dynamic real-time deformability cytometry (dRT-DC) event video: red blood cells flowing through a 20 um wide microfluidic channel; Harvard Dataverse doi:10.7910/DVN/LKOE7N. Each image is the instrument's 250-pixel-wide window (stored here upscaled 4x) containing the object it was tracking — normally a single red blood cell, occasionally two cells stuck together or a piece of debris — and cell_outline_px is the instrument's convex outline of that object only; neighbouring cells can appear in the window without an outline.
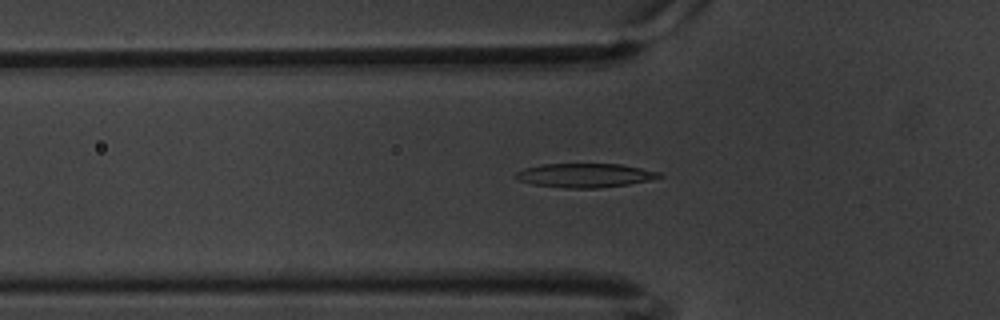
{"species": "common noctule bat (a hibernating species)", "species_latin": "Nyctalus noctula", "temperature_condition": "warm", "stored_images_in_passage": 45, "camera_frame_rate_fps": 3000, "um_per_image_px": 0.085, "animal": {"sex": "male", "body_mass_g": 20.1, "forearm_length_mm": 53.5}, "frame": {"image": 1, "passage_image": 4, "time_ms": 1.0, "image_size_px": [1000, 320], "cell_outline_px": [[664, 176], [648, 180], [628, 184], [600, 188], [564, 188], [532, 184], [520, 180], [512, 176], [516, 172], [524, 168], [544, 164], [620, 164], [660, 172]], "centroid_in_image_um": [49.69, 14.91], "position_along_channel_um": 76.1, "area_um2": 20.0}}
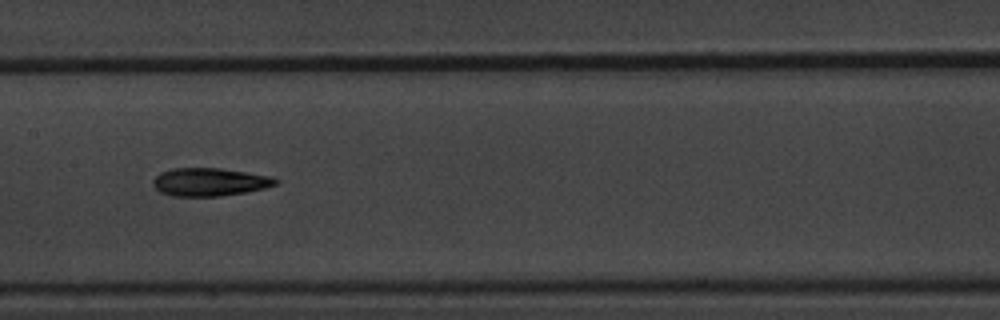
{"frame": {"image": 2, "passage_image": 14, "time_ms": 4.333, "image_size_px": [1000, 320], "cell_outline_px": [[280, 180], [276, 184], [264, 188], [244, 192], [220, 196], [172, 196], [160, 192], [152, 184], [152, 180], [160, 172], [172, 168], [220, 168], [272, 176]], "centroid_in_image_um": [17.8, 15.46], "position_along_channel_um": 189.6, "area_um2": 20.06}}
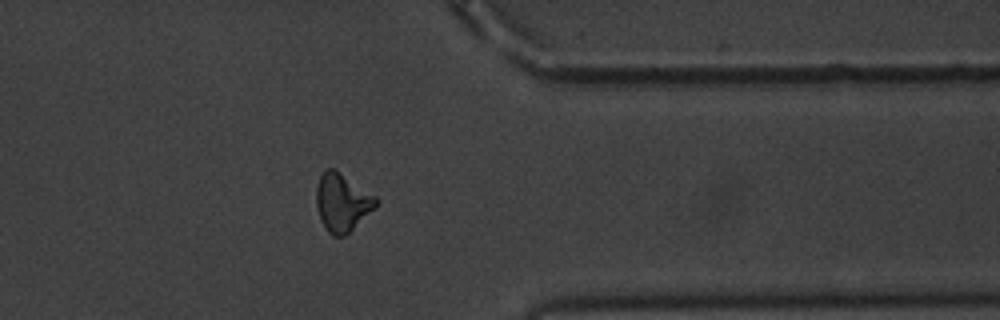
{"frame": {"image": 3, "passage_image": 32, "time_ms": 10.333, "image_size_px": [1000, 320], "cell_outline_px": [[380, 200], [376, 208], [344, 236], [332, 236], [324, 228], [320, 220], [316, 208], [316, 184], [320, 176], [328, 168], [332, 168], [376, 196]], "centroid_in_image_um": [29.08, 17.23], "position_along_channel_um": 382.3, "area_um2": 20.17}, "authors_computed_cell_mechanics": {"area_um2": 19.5364, "velocity_mm_per_s": 3.3718, "shape_relaxation_time_tau1_ms": 5.4788, "shape_relaxation_time_tau2_ms": 4.2794, "deformation_change_tau1": 0.1677, "deformation_change_tau2": 0.1245}}